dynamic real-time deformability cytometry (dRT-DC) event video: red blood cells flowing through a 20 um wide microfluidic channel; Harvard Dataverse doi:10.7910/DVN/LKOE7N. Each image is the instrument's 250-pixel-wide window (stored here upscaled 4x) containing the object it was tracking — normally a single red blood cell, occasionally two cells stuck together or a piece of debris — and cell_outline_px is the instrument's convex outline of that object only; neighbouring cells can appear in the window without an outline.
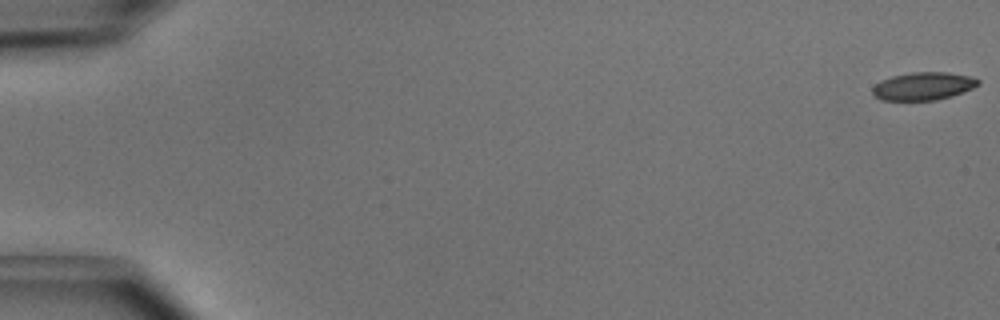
{"species": "common noctule bat (a hibernating species)", "species_latin": "Nyctalus noctula", "temperature_condition": "cold", "stored_images_in_passage": 6, "camera_frame_rate_fps": 3000, "um_per_image_px": 0.085, "animal": {"sex": "male", "body_mass_g": 15.6}, "frame": {"image": 1, "passage_image": 1, "time_ms": 0.0, "image_size_px": [1000, 320], "cell_outline_px": [[980, 84], [964, 92], [952, 96], [936, 100], [880, 100], [872, 96], [872, 88], [880, 80], [892, 76], [912, 72], [948, 72], [972, 76], [980, 80]], "centroid_in_image_um": [78.48, 7.32], "position_along_channel_um": 6.5, "area_um2": 17.4}}
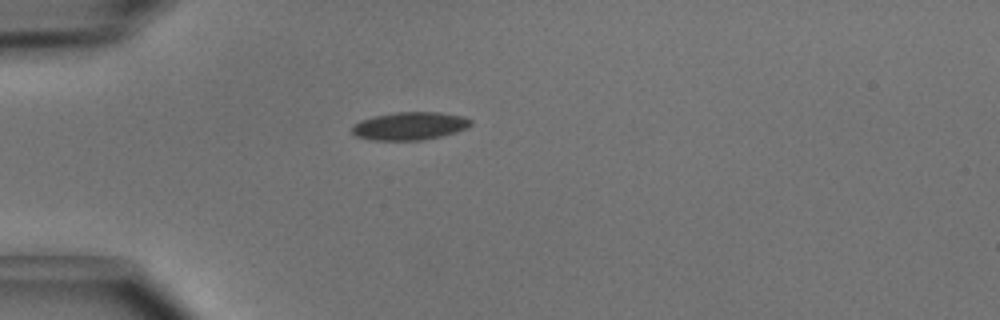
{"frame": {"image": 2, "passage_image": 5, "time_ms": 1.333, "image_size_px": [1000, 320], "cell_outline_px": [[472, 124], [456, 132], [440, 136], [420, 140], [368, 140], [356, 136], [352, 132], [352, 124], [360, 120], [372, 116], [396, 112], [440, 112], [464, 116], [472, 120]], "centroid_in_image_um": [34.79, 10.7], "position_along_channel_um": 50.2, "area_um2": 19.42}}